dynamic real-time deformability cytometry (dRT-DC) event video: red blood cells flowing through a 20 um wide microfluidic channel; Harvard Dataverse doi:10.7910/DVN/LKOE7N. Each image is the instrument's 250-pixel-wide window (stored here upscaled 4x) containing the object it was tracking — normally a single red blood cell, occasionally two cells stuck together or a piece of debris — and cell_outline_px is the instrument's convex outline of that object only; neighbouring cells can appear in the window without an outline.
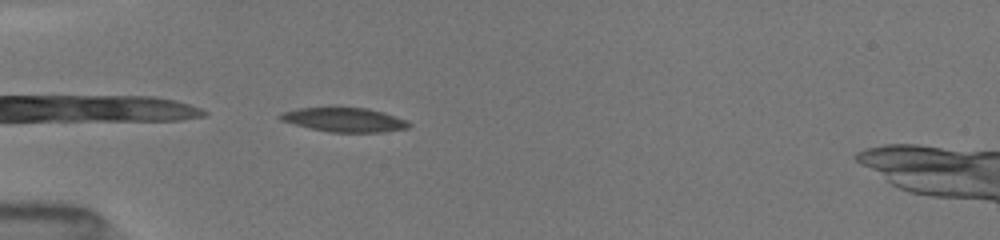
{"species": "common noctule bat (a hibernating species)", "species_latin": "Nyctalus noctula", "temperature_condition": "room temperature", "stored_images_in_passage": 40, "camera_frame_rate_fps": 3000, "um_per_image_px": 0.085, "animal": {"sex": "female", "body_mass_g": 19.5, "forearm_length_mm": 54.1}, "frame": {"image": 1, "passage_image": 3, "time_ms": 0.333, "image_size_px": [1000, 240], "cell_outline_px": [[412, 124], [408, 128], [380, 132], [328, 132], [280, 120], [280, 116], [284, 112], [300, 108], [368, 108], [404, 120]], "centroid_in_image_um": [29.28, 10.19], "position_along_channel_um": 55.7, "area_um2": 17.46}}
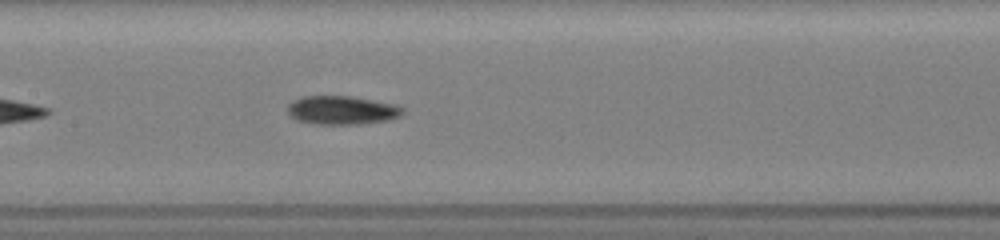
{"frame": {"image": 2, "passage_image": 20, "time_ms": 3.667, "image_size_px": [1000, 240], "cell_outline_px": [[404, 112], [400, 116], [388, 120], [360, 124], [316, 124], [300, 120], [292, 116], [288, 112], [288, 104], [300, 96], [352, 96], [392, 104], [404, 108]], "centroid_in_image_um": [29.07, 9.36], "position_along_channel_um": 178.3, "area_um2": 19.02}}
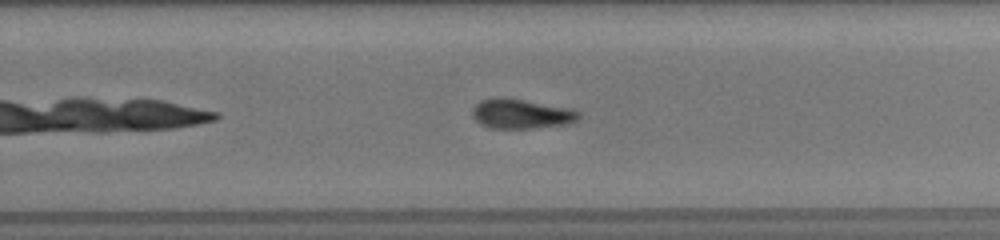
{"frame": {"image": 3, "passage_image": 30, "time_ms": 6.333, "image_size_px": [1000, 240], "cell_outline_px": [[580, 116], [576, 120], [560, 124], [532, 128], [492, 128], [480, 124], [472, 116], [472, 112], [476, 104], [480, 100], [492, 96], [504, 96], [568, 108], [580, 112]], "centroid_in_image_um": [44.22, 9.64], "position_along_channel_um": 285.6, "area_um2": 18.26}}